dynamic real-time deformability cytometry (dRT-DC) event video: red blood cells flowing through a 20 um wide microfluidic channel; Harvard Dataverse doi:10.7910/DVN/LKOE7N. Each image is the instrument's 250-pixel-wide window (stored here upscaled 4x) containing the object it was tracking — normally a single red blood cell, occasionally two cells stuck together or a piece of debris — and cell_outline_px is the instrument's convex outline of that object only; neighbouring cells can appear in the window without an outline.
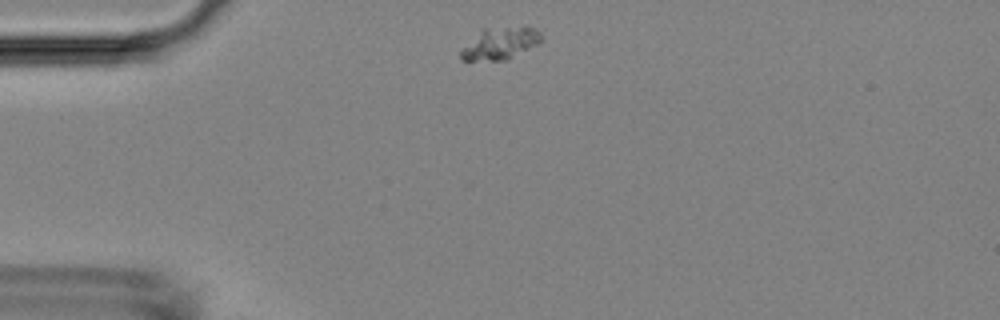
{"species": "Egyptian fruit bat (a non-hibernating species)", "species_latin": "Rousettus aegyptiacus", "temperature_condition": "room temperature", "stored_images_in_passage": 3, "camera_frame_rate_fps": 3000, "um_per_image_px": 0.085, "animal": {"sex": "female"}, "frame": {"image": 1, "passage_image": 1, "time_ms": 0.0, "image_size_px": [1000, 320], "cell_outline_px": [[540, 44], [508, 60], [460, 60], [460, 48], [480, 28], [536, 28], [540, 32]], "centroid_in_image_um": [42.45, 3.71], "position_along_channel_um": 42.5, "area_um2": 15.14}}
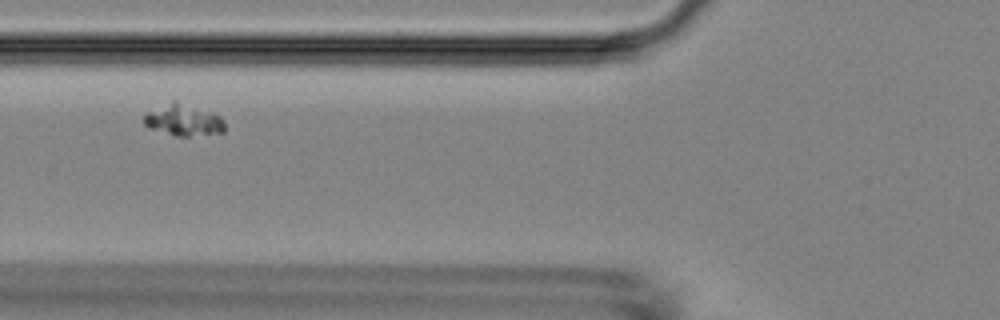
{"frame": {"image": 2, "passage_image": 3, "time_ms": 0.667, "image_size_px": [1000, 320], "cell_outline_px": [[224, 132], [188, 136], [176, 136], [148, 128], [144, 124], [144, 116], [148, 112], [172, 100], [176, 100], [212, 112], [220, 116], [224, 120]], "centroid_in_image_um": [15.59, 10.2], "position_along_channel_um": 110.2, "area_um2": 14.85}}